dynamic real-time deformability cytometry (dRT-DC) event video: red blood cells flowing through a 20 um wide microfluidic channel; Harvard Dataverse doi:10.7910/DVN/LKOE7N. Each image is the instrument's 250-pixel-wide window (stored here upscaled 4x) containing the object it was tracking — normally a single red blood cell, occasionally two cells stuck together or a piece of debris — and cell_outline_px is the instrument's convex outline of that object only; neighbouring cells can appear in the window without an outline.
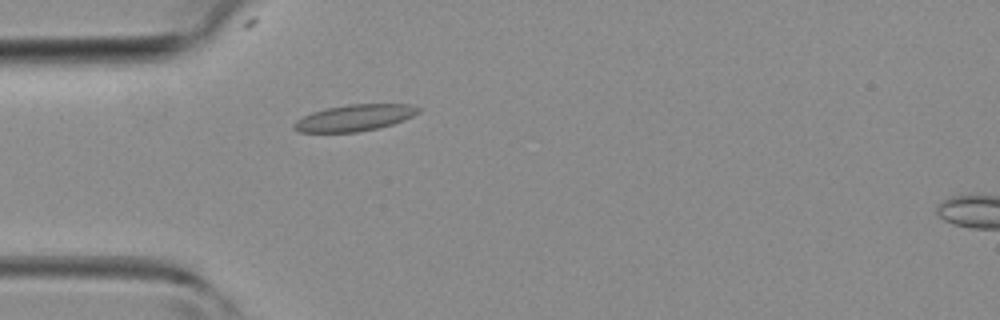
{"species": "common noctule bat (a hibernating species)", "species_latin": "Nyctalus noctula", "temperature_condition": "room temperature", "stored_images_in_passage": 29, "camera_frame_rate_fps": 3000, "um_per_image_px": 0.085, "animal": {"sex": "female", "body_mass_g": 19.3, "forearm_length_mm": 54.1}, "frame": {"image": 1, "passage_image": 4, "time_ms": 1.0, "image_size_px": [1000, 320], "cell_outline_px": [[420, 112], [412, 116], [392, 124], [380, 128], [356, 132], [300, 132], [292, 128], [292, 124], [296, 120], [312, 112], [324, 108], [348, 104], [408, 104], [420, 108]], "centroid_in_image_um": [30.11, 10.01], "position_along_channel_um": 54.9, "area_um2": 19.19}}
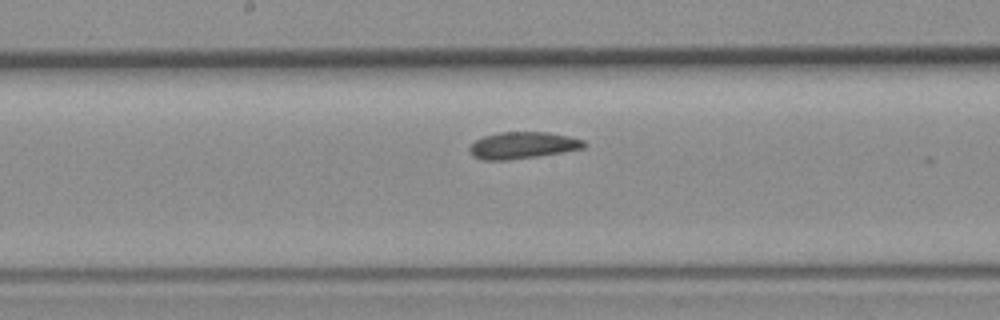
{"frame": {"image": 2, "passage_image": 14, "time_ms": 4.333, "image_size_px": [1000, 320], "cell_outline_px": [[588, 144], [584, 148], [536, 156], [504, 160], [484, 160], [472, 156], [468, 148], [476, 140], [484, 136], [500, 132], [548, 132], [568, 136], [584, 140]], "centroid_in_image_um": [44.42, 12.34], "position_along_channel_um": 203.8, "area_um2": 17.69}}
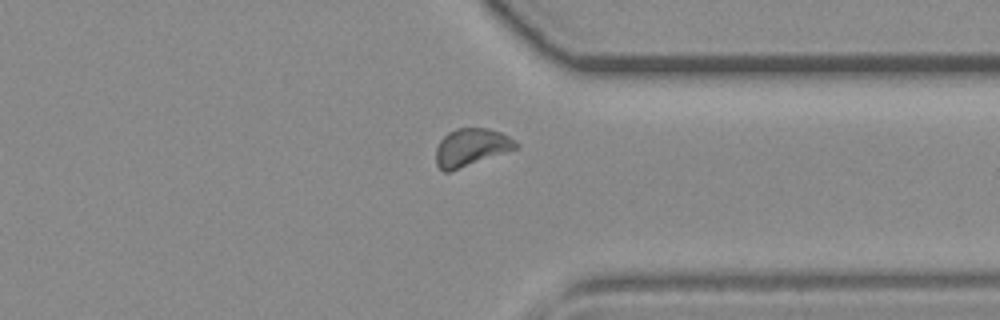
{"frame": {"image": 3, "passage_image": 25, "time_ms": 8.0, "image_size_px": [1000, 320], "cell_outline_px": [[520, 148], [448, 172], [444, 172], [436, 164], [436, 148], [440, 140], [448, 132], [456, 128], [488, 128], [500, 132], [516, 140], [520, 144]], "centroid_in_image_um": [40.08, 12.51], "position_along_channel_um": 371.3, "area_um2": 17.69}}